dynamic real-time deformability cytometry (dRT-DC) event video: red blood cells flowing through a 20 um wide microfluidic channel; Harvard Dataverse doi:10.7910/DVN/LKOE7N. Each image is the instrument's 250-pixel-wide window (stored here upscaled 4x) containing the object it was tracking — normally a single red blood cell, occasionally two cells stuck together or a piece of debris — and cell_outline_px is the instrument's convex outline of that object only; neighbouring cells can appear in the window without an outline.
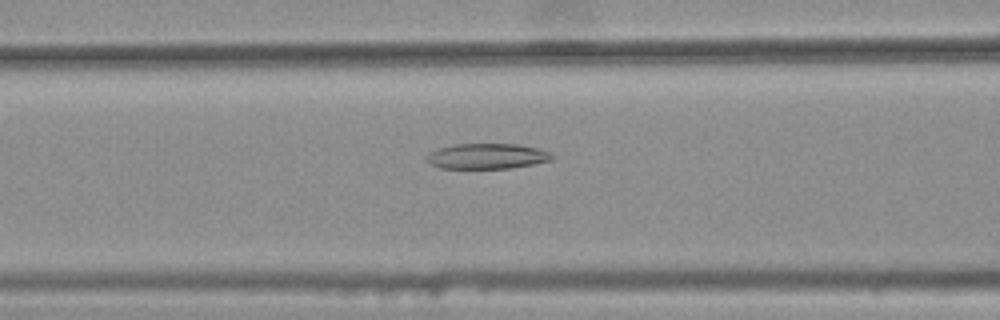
{"species": "common noctule bat (a hibernating species)", "species_latin": "Nyctalus noctula", "temperature_condition": "warm", "stored_images_in_passage": 32, "camera_frame_rate_fps": 3000, "um_per_image_px": 0.085, "animal": {"sex": "female", "body_mass_g": 25.1}, "frame": {"image": 1, "passage_image": 6, "time_ms": 1.667, "image_size_px": [1000, 320], "cell_outline_px": [[556, 156], [552, 160], [532, 164], [508, 168], [440, 168], [424, 160], [428, 152], [452, 144], [520, 144], [540, 148]], "centroid_in_image_um": [41.4, 13.26], "position_along_channel_um": 125.2, "area_um2": 18.67}}
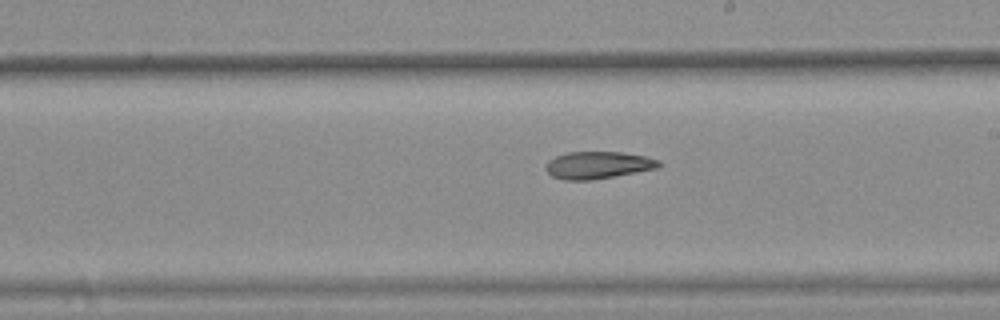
{"frame": {"image": 2, "passage_image": 15, "time_ms": 4.667, "image_size_px": [1000, 320], "cell_outline_px": [[664, 164], [656, 168], [636, 172], [592, 180], [564, 180], [552, 176], [544, 168], [544, 164], [548, 160], [556, 156], [568, 152], [620, 152], [644, 156], [660, 160]], "centroid_in_image_um": [50.8, 14.03], "position_along_channel_um": 238.2, "area_um2": 17.98}}
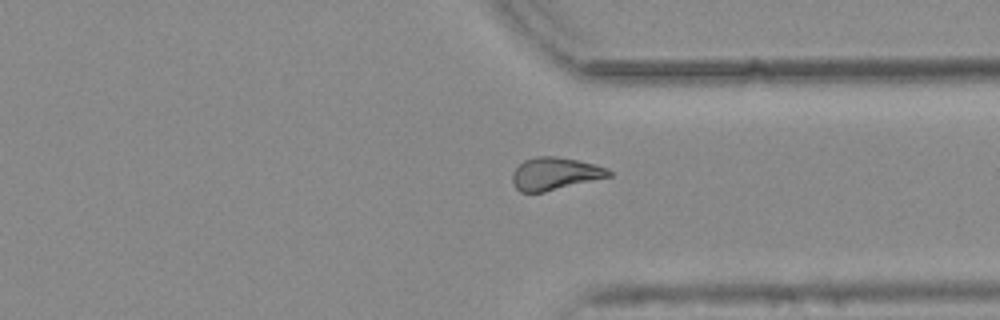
{"frame": {"image": 3, "passage_image": 25, "time_ms": 8.0, "image_size_px": [1000, 320], "cell_outline_px": [[612, 176], [544, 192], [520, 192], [512, 184], [512, 172], [524, 160], [536, 156], [556, 156], [596, 164], [608, 168], [612, 172]], "centroid_in_image_um": [47.17, 14.76], "position_along_channel_um": 364.2, "area_um2": 18.38}}